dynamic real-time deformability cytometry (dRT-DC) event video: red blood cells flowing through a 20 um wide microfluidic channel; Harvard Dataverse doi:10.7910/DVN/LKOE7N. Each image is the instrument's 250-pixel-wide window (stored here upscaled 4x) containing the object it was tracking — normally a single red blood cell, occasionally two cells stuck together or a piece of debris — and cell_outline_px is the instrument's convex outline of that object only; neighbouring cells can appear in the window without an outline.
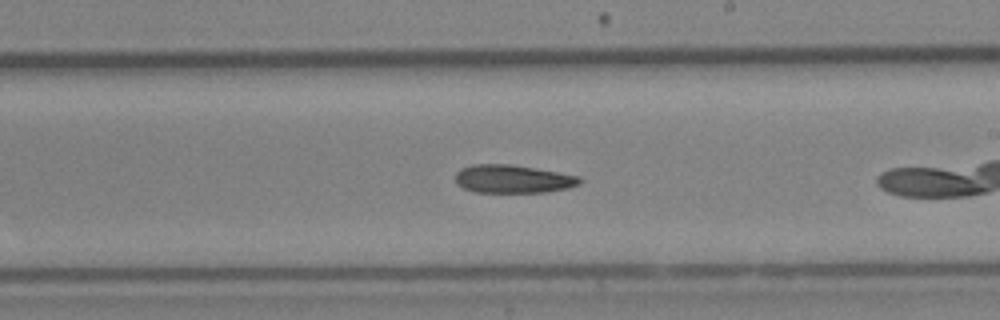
{"species": "Egyptian fruit bat (a non-hibernating species)", "species_latin": "Rousettus aegyptiacus", "temperature_condition": "cold", "stored_images_in_passage": 27, "camera_frame_rate_fps": 3000, "um_per_image_px": 0.085, "animal": {"sex": "female"}, "frame": {"image": 1, "passage_image": 16, "time_ms": 5.0, "image_size_px": [1000, 320], "cell_outline_px": [[584, 180], [580, 184], [568, 188], [548, 192], [476, 192], [464, 188], [456, 184], [456, 172], [460, 168], [472, 164], [512, 164], [536, 168], [580, 176]], "centroid_in_image_um": [43.62, 15.2], "position_along_channel_um": 245.4, "area_um2": 20.63}}